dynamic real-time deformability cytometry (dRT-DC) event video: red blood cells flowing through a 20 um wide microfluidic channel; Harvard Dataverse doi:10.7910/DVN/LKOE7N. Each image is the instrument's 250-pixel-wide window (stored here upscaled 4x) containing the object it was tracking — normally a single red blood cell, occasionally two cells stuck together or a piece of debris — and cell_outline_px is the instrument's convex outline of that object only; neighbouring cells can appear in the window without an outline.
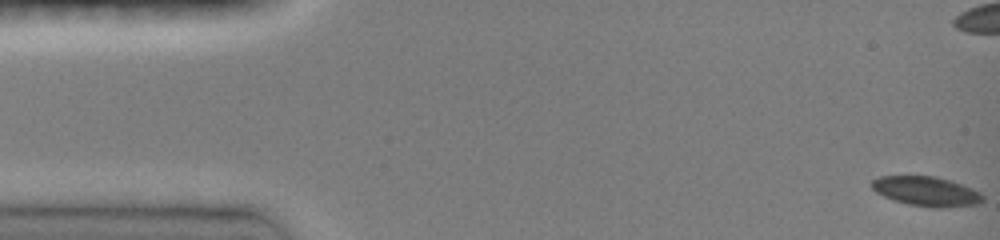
{"species": "common noctule bat (a hibernating species)", "species_latin": "Nyctalus noctula", "temperature_condition": "room temperature", "stored_images_in_passage": 11, "camera_frame_rate_fps": 3000, "um_per_image_px": 0.085, "animal": {"sex": "female", "body_mass_g": 19.0, "forearm_length_mm": 51.5}, "frame": {"image": 1, "passage_image": 1, "time_ms": 0.0, "image_size_px": [1000, 240], "cell_outline_px": [[984, 200], [980, 204], [944, 208], [932, 208], [908, 204], [892, 200], [876, 192], [872, 188], [872, 180], [880, 176], [936, 176], [952, 180], [972, 188], [980, 192], [984, 196]], "centroid_in_image_um": [78.78, 16.27], "position_along_channel_um": 6.2, "area_um2": 19.42}}
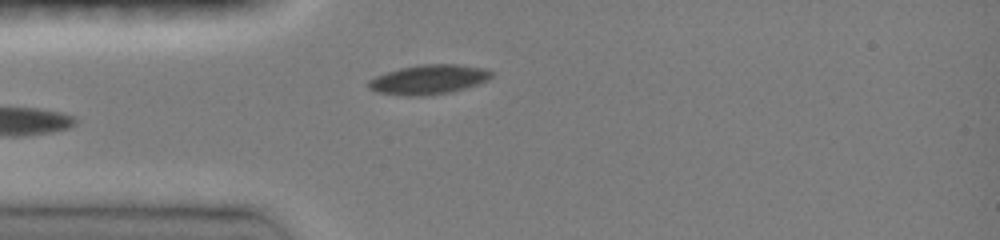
{"frame": {"image": 2, "passage_image": 11, "time_ms": 5.0, "image_size_px": [1000, 240], "cell_outline_px": [[492, 76], [488, 80], [452, 92], [420, 96], [404, 96], [376, 92], [368, 88], [368, 80], [376, 76], [400, 68], [420, 64], [456, 64], [484, 68], [492, 72]], "centroid_in_image_um": [36.41, 6.76], "position_along_channel_um": 48.6, "area_um2": 21.1}}